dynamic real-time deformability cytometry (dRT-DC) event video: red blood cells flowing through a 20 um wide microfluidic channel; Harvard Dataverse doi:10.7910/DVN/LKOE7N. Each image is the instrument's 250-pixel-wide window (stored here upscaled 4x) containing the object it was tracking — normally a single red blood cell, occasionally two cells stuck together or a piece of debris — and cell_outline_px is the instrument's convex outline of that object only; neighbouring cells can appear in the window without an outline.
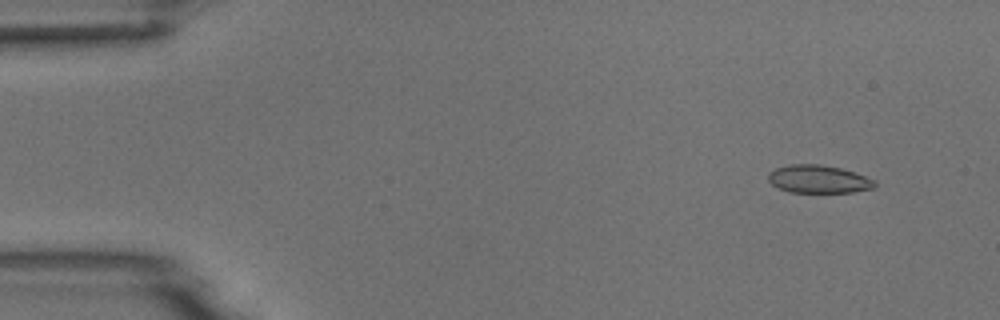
{"species": "common noctule bat (a hibernating species)", "species_latin": "Nyctalus noctula", "temperature_condition": "room temperature", "stored_images_in_passage": 6, "camera_frame_rate_fps": 3000, "um_per_image_px": 0.085, "animal": {"sex": "male", "body_mass_g": 18.8}, "frame": {"image": 1, "passage_image": 2, "time_ms": 1.0, "image_size_px": [1000, 320], "cell_outline_px": [[876, 188], [852, 192], [788, 192], [772, 184], [768, 180], [768, 172], [776, 168], [792, 164], [820, 164], [840, 168], [876, 180]], "centroid_in_image_um": [69.58, 15.23], "position_along_channel_um": 15.4, "area_um2": 17.28}}
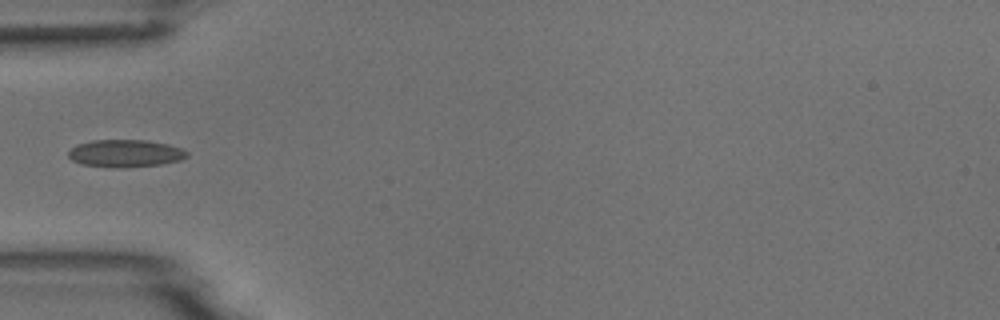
{"frame": {"image": 2, "passage_image": 5, "time_ms": 5.333, "image_size_px": [1000, 320], "cell_outline_px": [[188, 156], [180, 160], [160, 164], [124, 168], [116, 168], [80, 164], [72, 160], [68, 156], [68, 152], [76, 144], [92, 140], [148, 140], [168, 144], [180, 148], [188, 152]], "centroid_in_image_um": [10.63, 13.04], "position_along_channel_um": 74.4, "area_um2": 19.07}}